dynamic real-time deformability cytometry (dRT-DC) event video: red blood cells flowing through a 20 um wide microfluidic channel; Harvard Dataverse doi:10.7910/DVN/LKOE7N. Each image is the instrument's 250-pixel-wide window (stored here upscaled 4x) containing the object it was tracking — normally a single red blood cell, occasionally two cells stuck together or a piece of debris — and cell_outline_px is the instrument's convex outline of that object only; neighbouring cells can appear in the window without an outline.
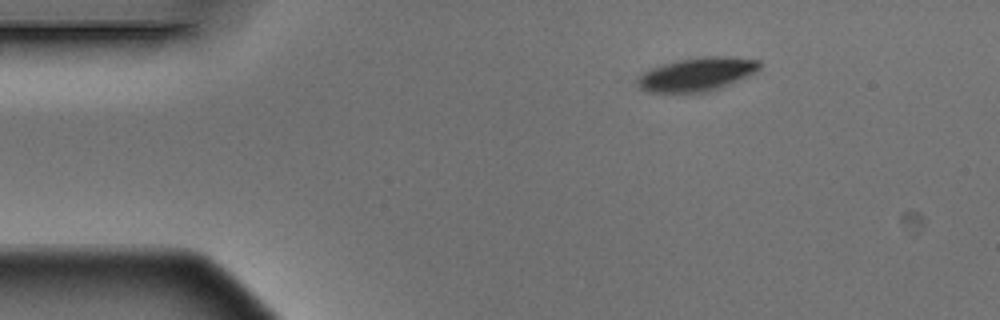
{"species": "Egyptian fruit bat (a non-hibernating species)", "species_latin": "Rousettus aegyptiacus", "temperature_condition": "warm", "stored_images_in_passage": 4, "segment_of_instrument_passage": [1, 2], "camera_frame_rate_fps": 3000, "um_per_image_px": 0.085, "animal": {"sex": "male"}, "frame": {"image": 1, "passage_image": 1, "time_ms": 0.0, "image_size_px": [1000, 320], "cell_outline_px": [[760, 68], [756, 72], [748, 76], [720, 88], [708, 92], [648, 92], [640, 88], [636, 84], [636, 80], [644, 72], [652, 68], [664, 64], [680, 60], [704, 56], [720, 56], [760, 60]], "centroid_in_image_um": [59.25, 6.32], "position_along_channel_um": 25.8, "area_um2": 23.64}}